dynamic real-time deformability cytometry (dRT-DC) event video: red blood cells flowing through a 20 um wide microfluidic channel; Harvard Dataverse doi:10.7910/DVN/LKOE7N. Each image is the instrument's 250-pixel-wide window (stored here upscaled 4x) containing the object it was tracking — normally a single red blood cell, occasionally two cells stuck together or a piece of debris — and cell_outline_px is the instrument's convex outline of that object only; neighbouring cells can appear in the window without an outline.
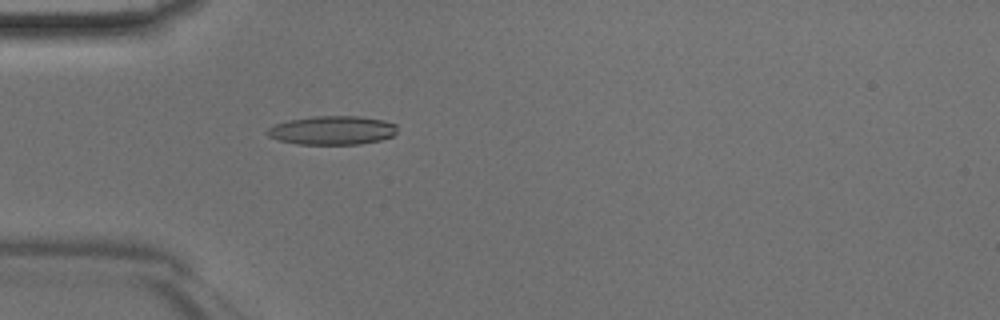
{"species": "Egyptian fruit bat (a non-hibernating species)", "species_latin": "Rousettus aegyptiacus", "temperature_condition": "room temperature", "stored_images_in_passage": 46, "camera_frame_rate_fps": 3000, "um_per_image_px": 0.085, "animal": {"sex": "male"}, "frame": {"image": 1, "passage_image": 14, "time_ms": 4.333, "image_size_px": [1000, 320], "cell_outline_px": [[396, 132], [392, 136], [380, 140], [360, 144], [296, 144], [280, 140], [268, 136], [264, 132], [268, 128], [276, 124], [288, 120], [316, 116], [360, 116], [384, 120], [396, 124]], "centroid_in_image_um": [28.24, 11.07], "position_along_channel_um": 56.8, "area_um2": 21.79}}
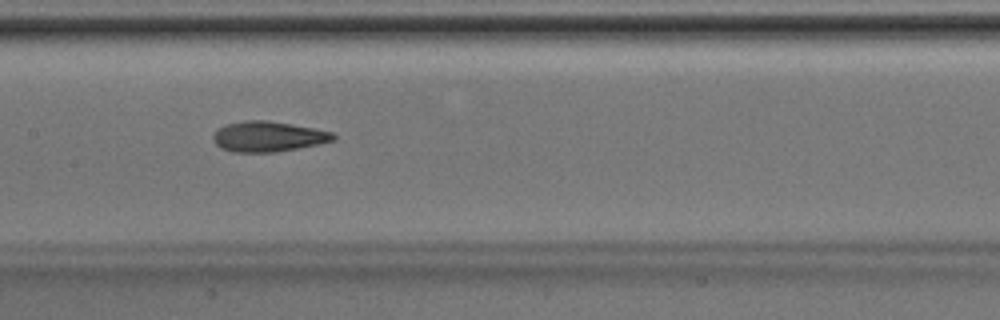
{"frame": {"image": 2, "passage_image": 23, "time_ms": 7.333, "image_size_px": [1000, 320], "cell_outline_px": [[336, 140], [320, 144], [276, 152], [232, 152], [220, 148], [212, 140], [212, 136], [220, 128], [228, 124], [244, 120], [268, 120], [292, 124], [332, 132], [336, 136]], "centroid_in_image_um": [22.8, 11.61], "position_along_channel_um": 184.6, "area_um2": 21.27}}
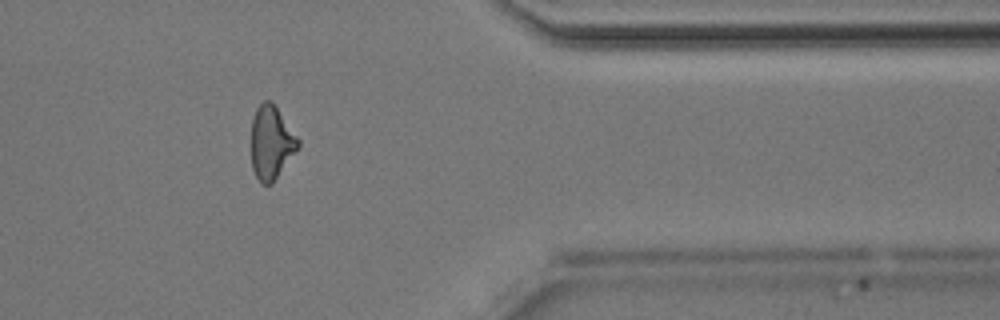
{"frame": {"image": 3, "passage_image": 38, "time_ms": 12.333, "image_size_px": [1000, 320], "cell_outline_px": [[300, 144], [272, 184], [260, 184], [252, 168], [252, 120], [256, 108], [264, 100], [272, 100], [300, 140]], "centroid_in_image_um": [23.05, 12.1], "position_along_channel_um": 388.3, "area_um2": 19.94}}